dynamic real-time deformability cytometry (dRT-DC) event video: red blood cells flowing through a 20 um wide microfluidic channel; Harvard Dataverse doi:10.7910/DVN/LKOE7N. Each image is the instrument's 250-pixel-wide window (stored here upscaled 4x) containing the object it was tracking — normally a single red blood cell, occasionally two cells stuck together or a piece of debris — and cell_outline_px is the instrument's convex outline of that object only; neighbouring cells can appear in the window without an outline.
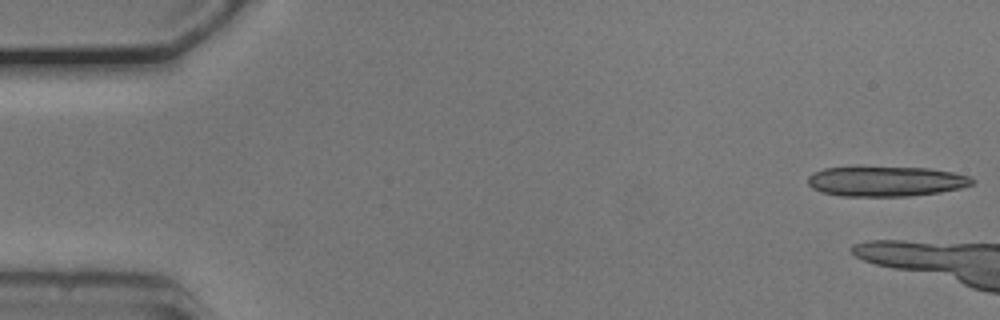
{"species": "common noctule bat (a hibernating species)", "species_latin": "Nyctalus noctula", "temperature_condition": "cold", "stored_images_in_passage": 10, "camera_frame_rate_fps": 3000, "um_per_image_px": 0.085, "animal": {"sex": "male", "body_mass_g": 20.5, "forearm_length_mm": 52.5}, "frame": {"image": 1, "passage_image": 1, "time_ms": 0.0, "image_size_px": [1000, 320], "cell_outline_px": [[976, 180], [972, 184], [960, 188], [940, 192], [908, 196], [840, 196], [824, 192], [812, 188], [808, 184], [808, 176], [812, 172], [824, 168], [856, 164], [860, 164], [928, 168], [952, 172], [968, 176]], "centroid_in_image_um": [75.23, 15.36], "position_along_channel_um": 9.8, "area_um2": 29.94}}